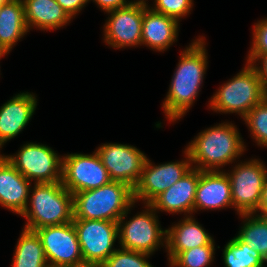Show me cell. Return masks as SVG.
<instances>
[{
	"label": "cell",
	"instance_id": "6da1fadb",
	"mask_svg": "<svg viewBox=\"0 0 267 267\" xmlns=\"http://www.w3.org/2000/svg\"><path fill=\"white\" fill-rule=\"evenodd\" d=\"M205 36L193 39L180 52V60L170 81L169 90L162 102L165 118L169 122L180 120L197 100L208 67Z\"/></svg>",
	"mask_w": 267,
	"mask_h": 267
},
{
	"label": "cell",
	"instance_id": "7a4b0ae2",
	"mask_svg": "<svg viewBox=\"0 0 267 267\" xmlns=\"http://www.w3.org/2000/svg\"><path fill=\"white\" fill-rule=\"evenodd\" d=\"M232 122H222L199 132L185 148L192 167L201 171H224L226 165L243 156L246 145ZM194 164V165H193Z\"/></svg>",
	"mask_w": 267,
	"mask_h": 267
},
{
	"label": "cell",
	"instance_id": "3957f363",
	"mask_svg": "<svg viewBox=\"0 0 267 267\" xmlns=\"http://www.w3.org/2000/svg\"><path fill=\"white\" fill-rule=\"evenodd\" d=\"M33 184L29 191V202L21 215L27 221L23 228L35 231L73 221V194L62 182Z\"/></svg>",
	"mask_w": 267,
	"mask_h": 267
},
{
	"label": "cell",
	"instance_id": "277c9868",
	"mask_svg": "<svg viewBox=\"0 0 267 267\" xmlns=\"http://www.w3.org/2000/svg\"><path fill=\"white\" fill-rule=\"evenodd\" d=\"M134 203L132 187L111 181L99 188L73 194L74 219L118 222Z\"/></svg>",
	"mask_w": 267,
	"mask_h": 267
},
{
	"label": "cell",
	"instance_id": "5b68a950",
	"mask_svg": "<svg viewBox=\"0 0 267 267\" xmlns=\"http://www.w3.org/2000/svg\"><path fill=\"white\" fill-rule=\"evenodd\" d=\"M267 97L262 80L250 63L234 77L225 81L208 101L212 111L238 114L240 119Z\"/></svg>",
	"mask_w": 267,
	"mask_h": 267
},
{
	"label": "cell",
	"instance_id": "8992f818",
	"mask_svg": "<svg viewBox=\"0 0 267 267\" xmlns=\"http://www.w3.org/2000/svg\"><path fill=\"white\" fill-rule=\"evenodd\" d=\"M143 205L144 210L128 221L135 203L119 219L118 243L120 248L153 255L160 246L166 248V229L161 228L157 212L149 204Z\"/></svg>",
	"mask_w": 267,
	"mask_h": 267
},
{
	"label": "cell",
	"instance_id": "52a82bcc",
	"mask_svg": "<svg viewBox=\"0 0 267 267\" xmlns=\"http://www.w3.org/2000/svg\"><path fill=\"white\" fill-rule=\"evenodd\" d=\"M3 155L19 173L33 183L62 181L63 156L46 144L26 142L14 155Z\"/></svg>",
	"mask_w": 267,
	"mask_h": 267
},
{
	"label": "cell",
	"instance_id": "ba28073f",
	"mask_svg": "<svg viewBox=\"0 0 267 267\" xmlns=\"http://www.w3.org/2000/svg\"><path fill=\"white\" fill-rule=\"evenodd\" d=\"M226 172L231 183L232 205L236 213H257L265 182L263 161L250 159L235 164Z\"/></svg>",
	"mask_w": 267,
	"mask_h": 267
},
{
	"label": "cell",
	"instance_id": "9c48e42d",
	"mask_svg": "<svg viewBox=\"0 0 267 267\" xmlns=\"http://www.w3.org/2000/svg\"><path fill=\"white\" fill-rule=\"evenodd\" d=\"M181 161L152 163L147 158L138 183L133 188L135 203L150 204L158 195L179 181L191 168V158L186 149Z\"/></svg>",
	"mask_w": 267,
	"mask_h": 267
},
{
	"label": "cell",
	"instance_id": "30bf717a",
	"mask_svg": "<svg viewBox=\"0 0 267 267\" xmlns=\"http://www.w3.org/2000/svg\"><path fill=\"white\" fill-rule=\"evenodd\" d=\"M112 180L95 150L63 155L62 184L72 194L99 188Z\"/></svg>",
	"mask_w": 267,
	"mask_h": 267
},
{
	"label": "cell",
	"instance_id": "8fae6325",
	"mask_svg": "<svg viewBox=\"0 0 267 267\" xmlns=\"http://www.w3.org/2000/svg\"><path fill=\"white\" fill-rule=\"evenodd\" d=\"M107 15L103 27L106 45L114 49L141 46L143 0H133L130 5L109 11Z\"/></svg>",
	"mask_w": 267,
	"mask_h": 267
},
{
	"label": "cell",
	"instance_id": "7c38bea8",
	"mask_svg": "<svg viewBox=\"0 0 267 267\" xmlns=\"http://www.w3.org/2000/svg\"><path fill=\"white\" fill-rule=\"evenodd\" d=\"M83 260L104 263L117 249L118 222L73 219Z\"/></svg>",
	"mask_w": 267,
	"mask_h": 267
},
{
	"label": "cell",
	"instance_id": "4fadbf2b",
	"mask_svg": "<svg viewBox=\"0 0 267 267\" xmlns=\"http://www.w3.org/2000/svg\"><path fill=\"white\" fill-rule=\"evenodd\" d=\"M96 151L112 181L135 187L148 158L144 152L133 145L121 143H104Z\"/></svg>",
	"mask_w": 267,
	"mask_h": 267
},
{
	"label": "cell",
	"instance_id": "5bb4252c",
	"mask_svg": "<svg viewBox=\"0 0 267 267\" xmlns=\"http://www.w3.org/2000/svg\"><path fill=\"white\" fill-rule=\"evenodd\" d=\"M35 231L41 239L49 267H66L83 260L73 222Z\"/></svg>",
	"mask_w": 267,
	"mask_h": 267
},
{
	"label": "cell",
	"instance_id": "9a60e30c",
	"mask_svg": "<svg viewBox=\"0 0 267 267\" xmlns=\"http://www.w3.org/2000/svg\"><path fill=\"white\" fill-rule=\"evenodd\" d=\"M200 170L192 167L179 181L158 195L149 205L157 212L193 215Z\"/></svg>",
	"mask_w": 267,
	"mask_h": 267
},
{
	"label": "cell",
	"instance_id": "2e32d148",
	"mask_svg": "<svg viewBox=\"0 0 267 267\" xmlns=\"http://www.w3.org/2000/svg\"><path fill=\"white\" fill-rule=\"evenodd\" d=\"M37 101L34 93L25 91L0 106V150L26 128L35 114Z\"/></svg>",
	"mask_w": 267,
	"mask_h": 267
},
{
	"label": "cell",
	"instance_id": "e0dca14e",
	"mask_svg": "<svg viewBox=\"0 0 267 267\" xmlns=\"http://www.w3.org/2000/svg\"><path fill=\"white\" fill-rule=\"evenodd\" d=\"M233 208L231 183L224 171H201L196 188L194 214L201 210Z\"/></svg>",
	"mask_w": 267,
	"mask_h": 267
},
{
	"label": "cell",
	"instance_id": "ac0fdd59",
	"mask_svg": "<svg viewBox=\"0 0 267 267\" xmlns=\"http://www.w3.org/2000/svg\"><path fill=\"white\" fill-rule=\"evenodd\" d=\"M148 4L143 1L141 46L164 53L177 42L180 23L172 17L153 11Z\"/></svg>",
	"mask_w": 267,
	"mask_h": 267
},
{
	"label": "cell",
	"instance_id": "d6986e66",
	"mask_svg": "<svg viewBox=\"0 0 267 267\" xmlns=\"http://www.w3.org/2000/svg\"><path fill=\"white\" fill-rule=\"evenodd\" d=\"M31 185L0 153V205L21 216L29 202Z\"/></svg>",
	"mask_w": 267,
	"mask_h": 267
},
{
	"label": "cell",
	"instance_id": "ffe728a7",
	"mask_svg": "<svg viewBox=\"0 0 267 267\" xmlns=\"http://www.w3.org/2000/svg\"><path fill=\"white\" fill-rule=\"evenodd\" d=\"M214 238L196 221L194 216L183 219L166 229V248L168 265L188 249L210 244Z\"/></svg>",
	"mask_w": 267,
	"mask_h": 267
},
{
	"label": "cell",
	"instance_id": "44dd1931",
	"mask_svg": "<svg viewBox=\"0 0 267 267\" xmlns=\"http://www.w3.org/2000/svg\"><path fill=\"white\" fill-rule=\"evenodd\" d=\"M27 28L46 32L68 25L72 18L56 0H22Z\"/></svg>",
	"mask_w": 267,
	"mask_h": 267
},
{
	"label": "cell",
	"instance_id": "7402d4cb",
	"mask_svg": "<svg viewBox=\"0 0 267 267\" xmlns=\"http://www.w3.org/2000/svg\"><path fill=\"white\" fill-rule=\"evenodd\" d=\"M29 32L22 0H12L0 8V48L9 53L20 39Z\"/></svg>",
	"mask_w": 267,
	"mask_h": 267
},
{
	"label": "cell",
	"instance_id": "603a6c76",
	"mask_svg": "<svg viewBox=\"0 0 267 267\" xmlns=\"http://www.w3.org/2000/svg\"><path fill=\"white\" fill-rule=\"evenodd\" d=\"M15 248L12 267H49L36 231L22 228Z\"/></svg>",
	"mask_w": 267,
	"mask_h": 267
},
{
	"label": "cell",
	"instance_id": "cb8c5ba5",
	"mask_svg": "<svg viewBox=\"0 0 267 267\" xmlns=\"http://www.w3.org/2000/svg\"><path fill=\"white\" fill-rule=\"evenodd\" d=\"M243 224L236 235L267 262V217L257 213L239 214Z\"/></svg>",
	"mask_w": 267,
	"mask_h": 267
},
{
	"label": "cell",
	"instance_id": "d4e9b609",
	"mask_svg": "<svg viewBox=\"0 0 267 267\" xmlns=\"http://www.w3.org/2000/svg\"><path fill=\"white\" fill-rule=\"evenodd\" d=\"M222 250L225 267H265L267 263L260 253L250 248L237 236L229 240Z\"/></svg>",
	"mask_w": 267,
	"mask_h": 267
},
{
	"label": "cell",
	"instance_id": "484cf974",
	"mask_svg": "<svg viewBox=\"0 0 267 267\" xmlns=\"http://www.w3.org/2000/svg\"><path fill=\"white\" fill-rule=\"evenodd\" d=\"M215 240L210 244L182 251L170 264V267H208L215 259Z\"/></svg>",
	"mask_w": 267,
	"mask_h": 267
},
{
	"label": "cell",
	"instance_id": "4316f807",
	"mask_svg": "<svg viewBox=\"0 0 267 267\" xmlns=\"http://www.w3.org/2000/svg\"><path fill=\"white\" fill-rule=\"evenodd\" d=\"M243 121L255 143L267 148V97L250 110Z\"/></svg>",
	"mask_w": 267,
	"mask_h": 267
},
{
	"label": "cell",
	"instance_id": "83f0119b",
	"mask_svg": "<svg viewBox=\"0 0 267 267\" xmlns=\"http://www.w3.org/2000/svg\"><path fill=\"white\" fill-rule=\"evenodd\" d=\"M150 256L148 253L117 248L103 263V267H154L148 261Z\"/></svg>",
	"mask_w": 267,
	"mask_h": 267
},
{
	"label": "cell",
	"instance_id": "f1b7e54d",
	"mask_svg": "<svg viewBox=\"0 0 267 267\" xmlns=\"http://www.w3.org/2000/svg\"><path fill=\"white\" fill-rule=\"evenodd\" d=\"M193 1L194 0H154L153 4H155L148 6L153 11L172 17L180 23L182 18L191 14L194 5Z\"/></svg>",
	"mask_w": 267,
	"mask_h": 267
},
{
	"label": "cell",
	"instance_id": "f546056e",
	"mask_svg": "<svg viewBox=\"0 0 267 267\" xmlns=\"http://www.w3.org/2000/svg\"><path fill=\"white\" fill-rule=\"evenodd\" d=\"M252 42L248 55L267 54V17L255 22L252 32Z\"/></svg>",
	"mask_w": 267,
	"mask_h": 267
},
{
	"label": "cell",
	"instance_id": "4dcf8cb0",
	"mask_svg": "<svg viewBox=\"0 0 267 267\" xmlns=\"http://www.w3.org/2000/svg\"><path fill=\"white\" fill-rule=\"evenodd\" d=\"M246 58V62L253 65L256 69L258 76L262 80L263 87L267 92V54L247 55Z\"/></svg>",
	"mask_w": 267,
	"mask_h": 267
},
{
	"label": "cell",
	"instance_id": "1f68e13d",
	"mask_svg": "<svg viewBox=\"0 0 267 267\" xmlns=\"http://www.w3.org/2000/svg\"><path fill=\"white\" fill-rule=\"evenodd\" d=\"M56 2L67 12L73 19L89 3L88 0H56Z\"/></svg>",
	"mask_w": 267,
	"mask_h": 267
},
{
	"label": "cell",
	"instance_id": "d6a6232c",
	"mask_svg": "<svg viewBox=\"0 0 267 267\" xmlns=\"http://www.w3.org/2000/svg\"><path fill=\"white\" fill-rule=\"evenodd\" d=\"M88 1L89 2L93 1V3L95 2V4L98 5L97 7H99L102 11H104V13L126 7L133 2L132 0L131 1L129 0H88Z\"/></svg>",
	"mask_w": 267,
	"mask_h": 267
},
{
	"label": "cell",
	"instance_id": "836d02e7",
	"mask_svg": "<svg viewBox=\"0 0 267 267\" xmlns=\"http://www.w3.org/2000/svg\"><path fill=\"white\" fill-rule=\"evenodd\" d=\"M257 214L267 217V183L263 185L261 202Z\"/></svg>",
	"mask_w": 267,
	"mask_h": 267
},
{
	"label": "cell",
	"instance_id": "e575fe53",
	"mask_svg": "<svg viewBox=\"0 0 267 267\" xmlns=\"http://www.w3.org/2000/svg\"><path fill=\"white\" fill-rule=\"evenodd\" d=\"M66 267H103V264L97 261H85L82 260L80 262H77L73 265H69Z\"/></svg>",
	"mask_w": 267,
	"mask_h": 267
},
{
	"label": "cell",
	"instance_id": "d590c367",
	"mask_svg": "<svg viewBox=\"0 0 267 267\" xmlns=\"http://www.w3.org/2000/svg\"><path fill=\"white\" fill-rule=\"evenodd\" d=\"M7 54H10L7 50H0V59Z\"/></svg>",
	"mask_w": 267,
	"mask_h": 267
},
{
	"label": "cell",
	"instance_id": "8d00e7d4",
	"mask_svg": "<svg viewBox=\"0 0 267 267\" xmlns=\"http://www.w3.org/2000/svg\"><path fill=\"white\" fill-rule=\"evenodd\" d=\"M264 164L265 163H263V170H264V175H265V182L264 183H267V167Z\"/></svg>",
	"mask_w": 267,
	"mask_h": 267
},
{
	"label": "cell",
	"instance_id": "74e56055",
	"mask_svg": "<svg viewBox=\"0 0 267 267\" xmlns=\"http://www.w3.org/2000/svg\"><path fill=\"white\" fill-rule=\"evenodd\" d=\"M10 1H12V0H0V4H5V3H8Z\"/></svg>",
	"mask_w": 267,
	"mask_h": 267
}]
</instances>
